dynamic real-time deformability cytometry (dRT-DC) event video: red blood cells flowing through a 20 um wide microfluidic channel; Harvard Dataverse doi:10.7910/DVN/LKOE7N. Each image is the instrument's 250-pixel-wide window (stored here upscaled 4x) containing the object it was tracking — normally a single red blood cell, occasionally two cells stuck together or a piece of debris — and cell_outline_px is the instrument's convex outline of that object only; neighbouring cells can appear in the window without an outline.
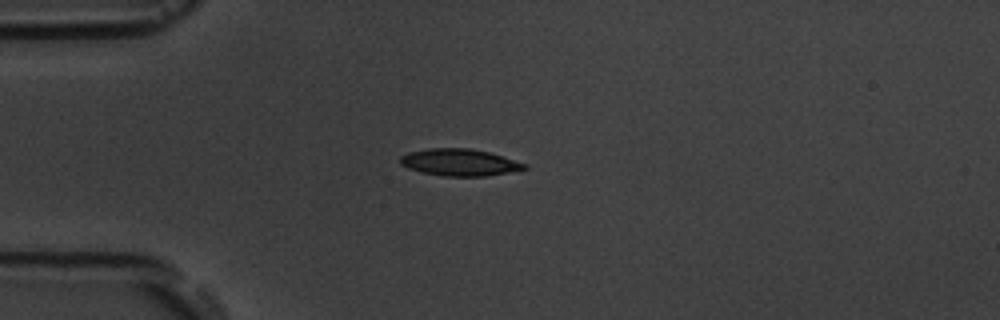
{"species": "common noctule bat (a hibernating species)", "species_latin": "Nyctalus noctula", "temperature_condition": "room temperature", "stored_images_in_passage": 5, "camera_frame_rate_fps": 3000, "um_per_image_px": 0.085, "animal": {"sex": "male", "body_mass_g": 19.5, "forearm_length_mm": 54.6}, "frame": {"image": 1, "passage_image": 3, "time_ms": 3.0, "image_size_px": [1000, 320], "cell_outline_px": [[528, 168], [508, 172], [484, 176], [440, 176], [420, 172], [408, 168], [400, 164], [400, 156], [408, 152], [428, 148], [468, 148], [488, 152], [528, 164]], "centroid_in_image_um": [39.02, 13.8], "position_along_channel_um": 46.0, "area_um2": 19.48}}
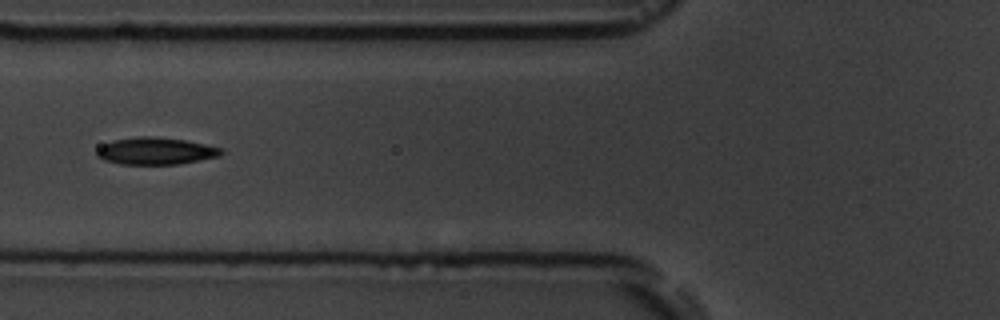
{"frame": {"image": 2, "passage_image": 5, "time_ms": 5.333, "image_size_px": [1000, 320], "cell_outline_px": [[224, 152], [220, 156], [180, 164], [120, 164], [104, 160], [96, 156], [96, 152], [104, 144], [112, 140], [136, 136], [156, 136], [184, 140], [204, 144], [220, 148]], "centroid_in_image_um": [13.22, 12.83], "position_along_channel_um": 112.6, "area_um2": 19.65}}